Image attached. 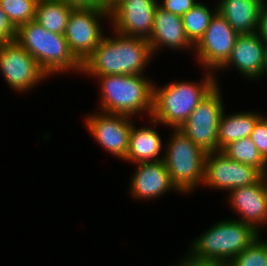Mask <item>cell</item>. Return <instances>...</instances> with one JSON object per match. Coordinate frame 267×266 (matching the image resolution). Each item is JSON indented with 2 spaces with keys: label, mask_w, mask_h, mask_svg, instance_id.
I'll list each match as a JSON object with an SVG mask.
<instances>
[{
  "label": "cell",
  "mask_w": 267,
  "mask_h": 266,
  "mask_svg": "<svg viewBox=\"0 0 267 266\" xmlns=\"http://www.w3.org/2000/svg\"><path fill=\"white\" fill-rule=\"evenodd\" d=\"M113 34L114 38L104 35L82 64L81 73L94 78L101 75H144V69L153 58L148 40L114 31Z\"/></svg>",
  "instance_id": "1"
},
{
  "label": "cell",
  "mask_w": 267,
  "mask_h": 266,
  "mask_svg": "<svg viewBox=\"0 0 267 266\" xmlns=\"http://www.w3.org/2000/svg\"><path fill=\"white\" fill-rule=\"evenodd\" d=\"M213 72L208 71L201 82H172L163 87L153 85L151 124L179 129L197 105L218 85Z\"/></svg>",
  "instance_id": "2"
},
{
  "label": "cell",
  "mask_w": 267,
  "mask_h": 266,
  "mask_svg": "<svg viewBox=\"0 0 267 266\" xmlns=\"http://www.w3.org/2000/svg\"><path fill=\"white\" fill-rule=\"evenodd\" d=\"M260 235L253 226L242 221L221 220L192 242L190 254L183 259L230 263Z\"/></svg>",
  "instance_id": "3"
},
{
  "label": "cell",
  "mask_w": 267,
  "mask_h": 266,
  "mask_svg": "<svg viewBox=\"0 0 267 266\" xmlns=\"http://www.w3.org/2000/svg\"><path fill=\"white\" fill-rule=\"evenodd\" d=\"M16 41L48 77L72 70L82 72V64L70 51L65 36L46 30L34 20L17 28Z\"/></svg>",
  "instance_id": "4"
},
{
  "label": "cell",
  "mask_w": 267,
  "mask_h": 266,
  "mask_svg": "<svg viewBox=\"0 0 267 266\" xmlns=\"http://www.w3.org/2000/svg\"><path fill=\"white\" fill-rule=\"evenodd\" d=\"M99 111L132 117L153 111V82L144 75H101ZM140 112V113H139Z\"/></svg>",
  "instance_id": "5"
},
{
  "label": "cell",
  "mask_w": 267,
  "mask_h": 266,
  "mask_svg": "<svg viewBox=\"0 0 267 266\" xmlns=\"http://www.w3.org/2000/svg\"><path fill=\"white\" fill-rule=\"evenodd\" d=\"M172 130V137L165 143L163 161L177 190L190 194L204 183L207 153L179 129Z\"/></svg>",
  "instance_id": "6"
},
{
  "label": "cell",
  "mask_w": 267,
  "mask_h": 266,
  "mask_svg": "<svg viewBox=\"0 0 267 266\" xmlns=\"http://www.w3.org/2000/svg\"><path fill=\"white\" fill-rule=\"evenodd\" d=\"M219 84L197 105L179 128L206 153L218 151V126L224 111Z\"/></svg>",
  "instance_id": "7"
},
{
  "label": "cell",
  "mask_w": 267,
  "mask_h": 266,
  "mask_svg": "<svg viewBox=\"0 0 267 266\" xmlns=\"http://www.w3.org/2000/svg\"><path fill=\"white\" fill-rule=\"evenodd\" d=\"M102 17V18H101ZM109 21V12L103 9L73 8L64 33L75 58L83 64L104 37L100 20Z\"/></svg>",
  "instance_id": "8"
},
{
  "label": "cell",
  "mask_w": 267,
  "mask_h": 266,
  "mask_svg": "<svg viewBox=\"0 0 267 266\" xmlns=\"http://www.w3.org/2000/svg\"><path fill=\"white\" fill-rule=\"evenodd\" d=\"M0 71L10 88L16 92L29 91L49 78L16 40L0 44Z\"/></svg>",
  "instance_id": "9"
},
{
  "label": "cell",
  "mask_w": 267,
  "mask_h": 266,
  "mask_svg": "<svg viewBox=\"0 0 267 266\" xmlns=\"http://www.w3.org/2000/svg\"><path fill=\"white\" fill-rule=\"evenodd\" d=\"M264 175L255 167L228 158L221 151L207 153L203 185L231 190L258 182Z\"/></svg>",
  "instance_id": "10"
},
{
  "label": "cell",
  "mask_w": 267,
  "mask_h": 266,
  "mask_svg": "<svg viewBox=\"0 0 267 266\" xmlns=\"http://www.w3.org/2000/svg\"><path fill=\"white\" fill-rule=\"evenodd\" d=\"M238 35L225 18L216 12L204 36L194 46V52L199 63L205 67V72L215 73L227 62Z\"/></svg>",
  "instance_id": "11"
},
{
  "label": "cell",
  "mask_w": 267,
  "mask_h": 266,
  "mask_svg": "<svg viewBox=\"0 0 267 266\" xmlns=\"http://www.w3.org/2000/svg\"><path fill=\"white\" fill-rule=\"evenodd\" d=\"M85 117L86 128L94 140L114 157L125 160L133 123L131 117L101 111Z\"/></svg>",
  "instance_id": "12"
},
{
  "label": "cell",
  "mask_w": 267,
  "mask_h": 266,
  "mask_svg": "<svg viewBox=\"0 0 267 266\" xmlns=\"http://www.w3.org/2000/svg\"><path fill=\"white\" fill-rule=\"evenodd\" d=\"M159 0H123L109 12L113 31L125 36L148 39Z\"/></svg>",
  "instance_id": "13"
},
{
  "label": "cell",
  "mask_w": 267,
  "mask_h": 266,
  "mask_svg": "<svg viewBox=\"0 0 267 266\" xmlns=\"http://www.w3.org/2000/svg\"><path fill=\"white\" fill-rule=\"evenodd\" d=\"M228 199L234 212L241 216L238 220L261 233L259 228L267 224V177L263 176L254 184L231 190Z\"/></svg>",
  "instance_id": "14"
},
{
  "label": "cell",
  "mask_w": 267,
  "mask_h": 266,
  "mask_svg": "<svg viewBox=\"0 0 267 266\" xmlns=\"http://www.w3.org/2000/svg\"><path fill=\"white\" fill-rule=\"evenodd\" d=\"M267 44L255 33L239 34L227 62L220 68L235 66L242 76L258 80L263 76ZM232 64V65H231Z\"/></svg>",
  "instance_id": "15"
},
{
  "label": "cell",
  "mask_w": 267,
  "mask_h": 266,
  "mask_svg": "<svg viewBox=\"0 0 267 266\" xmlns=\"http://www.w3.org/2000/svg\"><path fill=\"white\" fill-rule=\"evenodd\" d=\"M137 170L130 181V193L138 199H157L171 190L173 185L168 169L163 160L137 163Z\"/></svg>",
  "instance_id": "16"
},
{
  "label": "cell",
  "mask_w": 267,
  "mask_h": 266,
  "mask_svg": "<svg viewBox=\"0 0 267 266\" xmlns=\"http://www.w3.org/2000/svg\"><path fill=\"white\" fill-rule=\"evenodd\" d=\"M153 55L161 47L173 49H191L194 45L188 40L183 26L182 17L156 6L152 33L147 39Z\"/></svg>",
  "instance_id": "17"
},
{
  "label": "cell",
  "mask_w": 267,
  "mask_h": 266,
  "mask_svg": "<svg viewBox=\"0 0 267 266\" xmlns=\"http://www.w3.org/2000/svg\"><path fill=\"white\" fill-rule=\"evenodd\" d=\"M265 0H220L217 12L239 34L257 32L259 14Z\"/></svg>",
  "instance_id": "18"
},
{
  "label": "cell",
  "mask_w": 267,
  "mask_h": 266,
  "mask_svg": "<svg viewBox=\"0 0 267 266\" xmlns=\"http://www.w3.org/2000/svg\"><path fill=\"white\" fill-rule=\"evenodd\" d=\"M164 149L161 136L154 127L152 128L150 125V127L141 126L136 128L132 124L129 136V148L125 161L134 164L160 161L164 158V154L162 155L161 153ZM159 156L162 157L160 158Z\"/></svg>",
  "instance_id": "19"
},
{
  "label": "cell",
  "mask_w": 267,
  "mask_h": 266,
  "mask_svg": "<svg viewBox=\"0 0 267 266\" xmlns=\"http://www.w3.org/2000/svg\"><path fill=\"white\" fill-rule=\"evenodd\" d=\"M262 115L255 112H239L225 115L223 111L218 126V151L228 144L243 138H248L253 131L254 125Z\"/></svg>",
  "instance_id": "20"
},
{
  "label": "cell",
  "mask_w": 267,
  "mask_h": 266,
  "mask_svg": "<svg viewBox=\"0 0 267 266\" xmlns=\"http://www.w3.org/2000/svg\"><path fill=\"white\" fill-rule=\"evenodd\" d=\"M72 9L63 0H38L34 21L50 32L64 35Z\"/></svg>",
  "instance_id": "21"
},
{
  "label": "cell",
  "mask_w": 267,
  "mask_h": 266,
  "mask_svg": "<svg viewBox=\"0 0 267 266\" xmlns=\"http://www.w3.org/2000/svg\"><path fill=\"white\" fill-rule=\"evenodd\" d=\"M223 152L228 158L257 168L264 176L267 175V162L260 155L251 138H243L225 146Z\"/></svg>",
  "instance_id": "22"
},
{
  "label": "cell",
  "mask_w": 267,
  "mask_h": 266,
  "mask_svg": "<svg viewBox=\"0 0 267 266\" xmlns=\"http://www.w3.org/2000/svg\"><path fill=\"white\" fill-rule=\"evenodd\" d=\"M217 12L202 4L200 1L182 16L185 34L188 40L195 46L204 36L212 17Z\"/></svg>",
  "instance_id": "23"
},
{
  "label": "cell",
  "mask_w": 267,
  "mask_h": 266,
  "mask_svg": "<svg viewBox=\"0 0 267 266\" xmlns=\"http://www.w3.org/2000/svg\"><path fill=\"white\" fill-rule=\"evenodd\" d=\"M38 0H0V7L9 21L17 29L19 26L35 19Z\"/></svg>",
  "instance_id": "24"
},
{
  "label": "cell",
  "mask_w": 267,
  "mask_h": 266,
  "mask_svg": "<svg viewBox=\"0 0 267 266\" xmlns=\"http://www.w3.org/2000/svg\"><path fill=\"white\" fill-rule=\"evenodd\" d=\"M258 237L231 262V266H267V241Z\"/></svg>",
  "instance_id": "25"
},
{
  "label": "cell",
  "mask_w": 267,
  "mask_h": 266,
  "mask_svg": "<svg viewBox=\"0 0 267 266\" xmlns=\"http://www.w3.org/2000/svg\"><path fill=\"white\" fill-rule=\"evenodd\" d=\"M249 138L252 139L260 155L267 162V117L263 115L257 120Z\"/></svg>",
  "instance_id": "26"
},
{
  "label": "cell",
  "mask_w": 267,
  "mask_h": 266,
  "mask_svg": "<svg viewBox=\"0 0 267 266\" xmlns=\"http://www.w3.org/2000/svg\"><path fill=\"white\" fill-rule=\"evenodd\" d=\"M196 1L197 0H160V2H158V5L164 10L182 17L186 12H188L193 6L198 3V1Z\"/></svg>",
  "instance_id": "27"
},
{
  "label": "cell",
  "mask_w": 267,
  "mask_h": 266,
  "mask_svg": "<svg viewBox=\"0 0 267 266\" xmlns=\"http://www.w3.org/2000/svg\"><path fill=\"white\" fill-rule=\"evenodd\" d=\"M16 28L9 21L6 13L0 7V44L16 40Z\"/></svg>",
  "instance_id": "28"
},
{
  "label": "cell",
  "mask_w": 267,
  "mask_h": 266,
  "mask_svg": "<svg viewBox=\"0 0 267 266\" xmlns=\"http://www.w3.org/2000/svg\"><path fill=\"white\" fill-rule=\"evenodd\" d=\"M73 8H92L105 10V0H63Z\"/></svg>",
  "instance_id": "29"
},
{
  "label": "cell",
  "mask_w": 267,
  "mask_h": 266,
  "mask_svg": "<svg viewBox=\"0 0 267 266\" xmlns=\"http://www.w3.org/2000/svg\"><path fill=\"white\" fill-rule=\"evenodd\" d=\"M257 34L267 44V4L265 2L260 10Z\"/></svg>",
  "instance_id": "30"
},
{
  "label": "cell",
  "mask_w": 267,
  "mask_h": 266,
  "mask_svg": "<svg viewBox=\"0 0 267 266\" xmlns=\"http://www.w3.org/2000/svg\"><path fill=\"white\" fill-rule=\"evenodd\" d=\"M185 266H231L229 262H203L198 260H181Z\"/></svg>",
  "instance_id": "31"
},
{
  "label": "cell",
  "mask_w": 267,
  "mask_h": 266,
  "mask_svg": "<svg viewBox=\"0 0 267 266\" xmlns=\"http://www.w3.org/2000/svg\"><path fill=\"white\" fill-rule=\"evenodd\" d=\"M123 0H105V10L110 12L117 4Z\"/></svg>",
  "instance_id": "32"
},
{
  "label": "cell",
  "mask_w": 267,
  "mask_h": 266,
  "mask_svg": "<svg viewBox=\"0 0 267 266\" xmlns=\"http://www.w3.org/2000/svg\"><path fill=\"white\" fill-rule=\"evenodd\" d=\"M265 73H267V49H266V59H265V66H264L263 76L265 75Z\"/></svg>",
  "instance_id": "33"
},
{
  "label": "cell",
  "mask_w": 267,
  "mask_h": 266,
  "mask_svg": "<svg viewBox=\"0 0 267 266\" xmlns=\"http://www.w3.org/2000/svg\"><path fill=\"white\" fill-rule=\"evenodd\" d=\"M176 266H185V265L182 262L181 263L179 262V264L177 263Z\"/></svg>",
  "instance_id": "34"
}]
</instances>
